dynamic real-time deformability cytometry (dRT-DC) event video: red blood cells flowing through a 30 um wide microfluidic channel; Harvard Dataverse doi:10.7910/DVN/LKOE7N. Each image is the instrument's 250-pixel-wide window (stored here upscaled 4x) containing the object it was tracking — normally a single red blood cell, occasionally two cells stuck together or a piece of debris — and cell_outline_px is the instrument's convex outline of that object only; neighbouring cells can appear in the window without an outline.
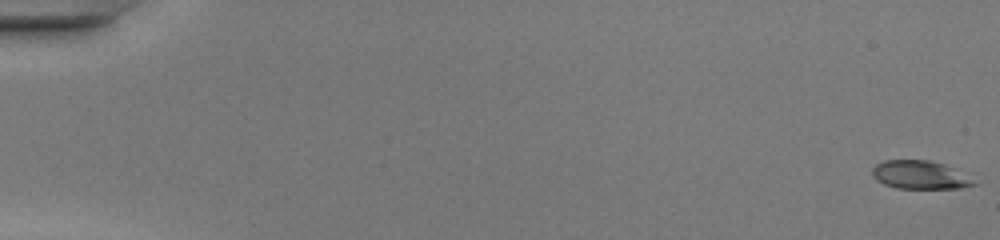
{"species": "common noctule bat (a hibernating species)", "species_latin": "Nyctalus noctula", "temperature_condition": "warm", "stored_images_in_passage": 50, "camera_frame_rate_fps": 3000, "um_per_image_px": 0.085, "animal": {"sex": "female", "body_mass_g": 20.0, "forearm_length_mm": 54.0}, "frame": {"image": 1, "passage_image": 1, "time_ms": 0.0, "image_size_px": [1000, 240], "cell_outline_px": [[976, 184], [960, 188], [896, 188], [884, 184], [876, 180], [872, 176], [872, 168], [876, 164], [884, 160], [928, 160], [944, 164], [956, 168]], "centroid_in_image_um": [78.14, 14.86], "position_along_channel_um": 6.9, "area_um2": 16.65}}
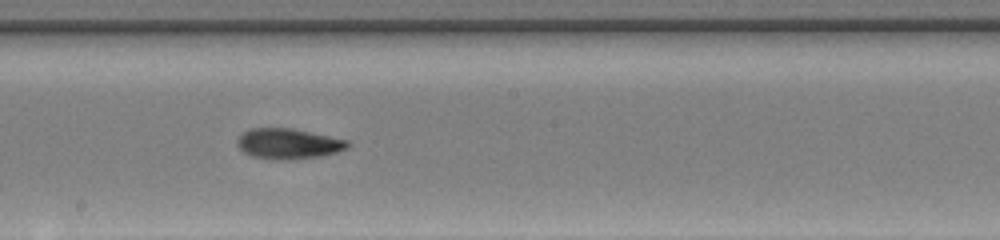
{"frame": {"image": 2, "passage_image": 29, "time_ms": 9.333, "image_size_px": [1000, 240], "cell_outline_px": [[352, 144], [348, 148], [336, 152], [320, 156], [288, 160], [252, 156], [244, 152], [236, 144], [236, 140], [244, 132], [252, 128], [292, 128], [348, 140]], "centroid_in_image_um": [24.53, 12.21], "position_along_channel_um": 223.7, "area_um2": 19.42}}
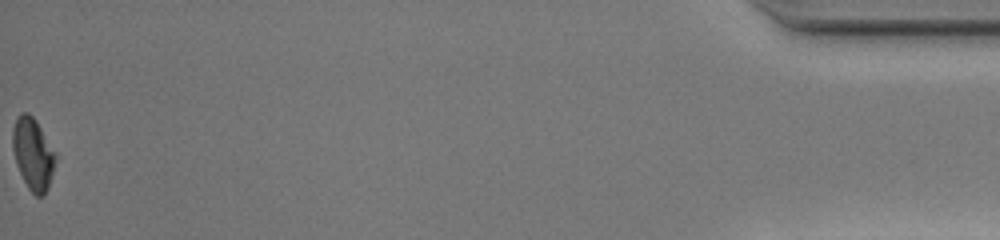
{"frame": {"image": 3, "passage_image": 50, "time_ms": 16.333, "image_size_px": [1000, 240], "cell_outline_px": [[56, 156], [48, 188], [44, 196], [36, 196], [28, 188], [16, 164], [12, 148], [12, 128], [16, 116], [20, 112], [28, 112], [36, 120], [56, 152]], "centroid_in_image_um": [2.78, 13.04], "position_along_channel_um": 432.4, "area_um2": 18.03}, "authors_computed_cell_mechanics": {"area_um2": 18.6694, "velocity_mm_per_s": 4.3004, "shape_relaxation_time_tau1_ms": 3.7448, "shape_relaxation_time_tau2_ms": 2.7284, "deformation_change_tau1": 0.1791, "deformation_change_tau2": 0.0601}}